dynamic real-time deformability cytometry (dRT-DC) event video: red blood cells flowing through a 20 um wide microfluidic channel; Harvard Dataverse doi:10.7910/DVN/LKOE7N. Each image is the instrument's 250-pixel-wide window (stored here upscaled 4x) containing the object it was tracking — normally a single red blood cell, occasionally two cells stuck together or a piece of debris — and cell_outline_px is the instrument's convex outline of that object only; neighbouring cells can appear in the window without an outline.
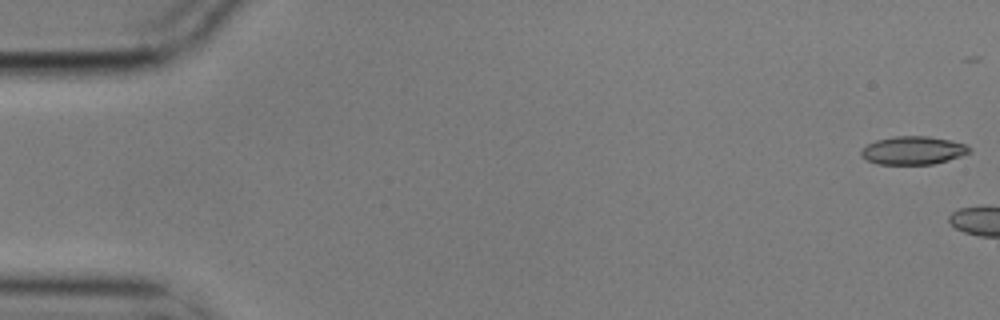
{"species": "common noctule bat (a hibernating species)", "species_latin": "Nyctalus noctula", "temperature_condition": "cold", "stored_images_in_passage": 7, "camera_frame_rate_fps": 3000, "um_per_image_px": 0.085, "animal": {"sex": "male", "body_mass_g": 17.9}, "frame": {"image": 1, "passage_image": 1, "time_ms": 0.0, "image_size_px": [1000, 320], "cell_outline_px": [[972, 152], [948, 160], [932, 164], [876, 164], [860, 156], [860, 152], [868, 144], [876, 140], [892, 136], [928, 136], [948, 140], [964, 144], [972, 148]], "centroid_in_image_um": [77.61, 12.78], "position_along_channel_um": 7.4, "area_um2": 17.74}}